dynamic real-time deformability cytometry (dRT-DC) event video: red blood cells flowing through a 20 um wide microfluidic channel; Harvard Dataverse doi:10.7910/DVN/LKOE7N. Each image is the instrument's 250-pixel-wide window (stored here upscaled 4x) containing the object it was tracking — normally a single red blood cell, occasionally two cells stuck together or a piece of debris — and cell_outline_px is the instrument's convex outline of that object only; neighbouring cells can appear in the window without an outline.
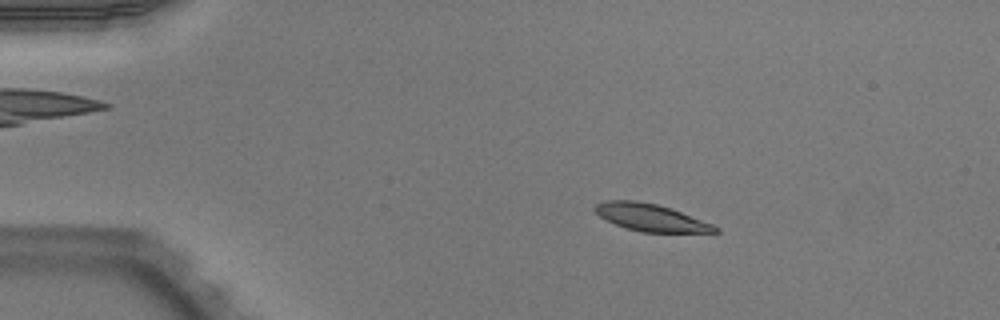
{"species": "Egyptian fruit bat (a non-hibernating species)", "species_latin": "Rousettus aegyptiacus", "temperature_condition": "warm", "stored_images_in_passage": 44, "camera_frame_rate_fps": 3000, "um_per_image_px": 0.085, "animal": {"sex": "male"}, "frame": {"image": 1, "passage_image": 2, "time_ms": 0.333, "image_size_px": [1000, 320], "cell_outline_px": [[720, 232], [640, 232], [616, 224], [600, 216], [592, 208], [596, 204], [604, 200], [636, 200], [656, 204], [672, 208], [712, 224], [720, 228]], "centroid_in_image_um": [55.31, 18.48], "position_along_channel_um": 29.7, "area_um2": 18.96}}
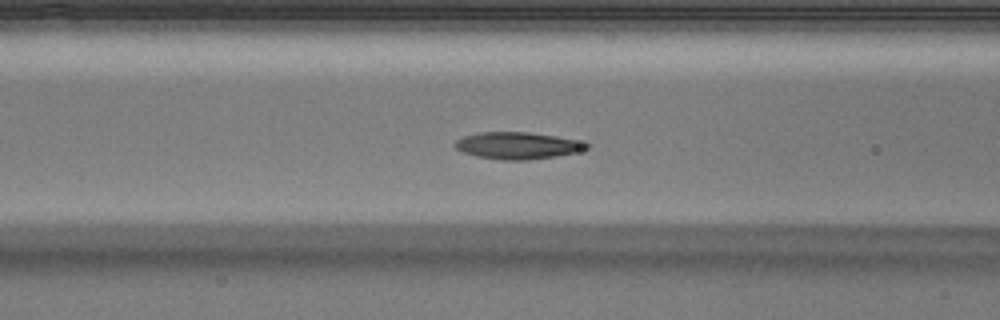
{"frame": {"image": 2, "passage_image": 14, "time_ms": 4.333, "image_size_px": [1000, 320], "cell_outline_px": [[592, 144], [588, 148], [576, 152], [556, 156], [528, 160], [500, 160], [476, 156], [464, 152], [456, 148], [452, 144], [456, 140], [464, 136], [480, 132], [528, 132], [556, 136], [576, 140]], "centroid_in_image_um": [43.99, 12.37], "position_along_channel_um": 122.6, "area_um2": 20.63}}
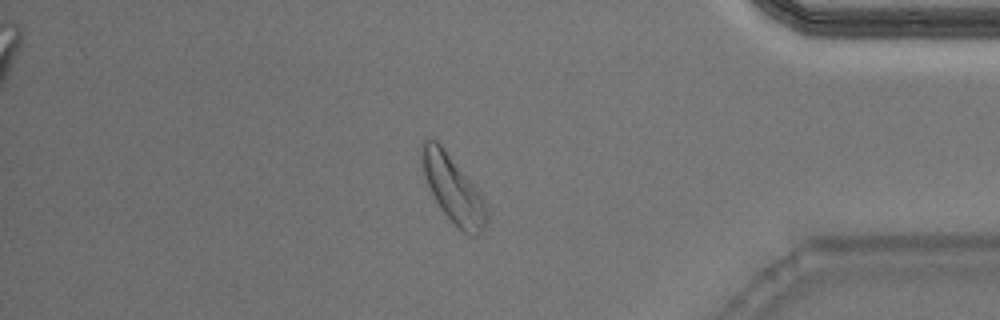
{"frame": {"image": 3, "passage_image": 37, "time_ms": 12.0, "image_size_px": [1000, 320], "cell_outline_px": [[488, 216], [484, 228], [476, 236], [472, 236], [464, 232], [440, 208], [424, 176], [420, 160], [420, 144], [428, 136], [432, 136], [440, 144], [472, 184], [484, 200], [488, 212]], "centroid_in_image_um": [38.47, 16.02], "position_along_channel_um": 396.7, "area_um2": 24.74}, "authors_computed_cell_mechanics": {"area_um2": 20.3745, "velocity_mm_per_s": 3.934, "shape_relaxation_time_tau1_ms": 2.9413, "shape_relaxation_time_tau2_ms": null, "deformation_change_tau1": 0.1141, "deformation_change_tau2": null}}